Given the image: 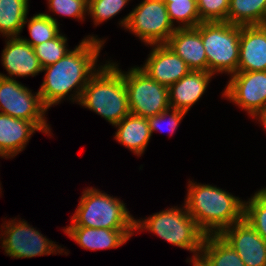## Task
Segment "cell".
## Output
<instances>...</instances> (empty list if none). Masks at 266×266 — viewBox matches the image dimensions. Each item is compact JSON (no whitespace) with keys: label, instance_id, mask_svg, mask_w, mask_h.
I'll return each mask as SVG.
<instances>
[{"label":"cell","instance_id":"cell-1","mask_svg":"<svg viewBox=\"0 0 266 266\" xmlns=\"http://www.w3.org/2000/svg\"><path fill=\"white\" fill-rule=\"evenodd\" d=\"M97 37H84L74 50L42 69L45 77L38 92L47 109L61 103L66 96L71 102H79L88 81L102 66L97 68V61L105 40Z\"/></svg>","mask_w":266,"mask_h":266},{"label":"cell","instance_id":"cell-29","mask_svg":"<svg viewBox=\"0 0 266 266\" xmlns=\"http://www.w3.org/2000/svg\"><path fill=\"white\" fill-rule=\"evenodd\" d=\"M230 0H197L202 22L227 21Z\"/></svg>","mask_w":266,"mask_h":266},{"label":"cell","instance_id":"cell-13","mask_svg":"<svg viewBox=\"0 0 266 266\" xmlns=\"http://www.w3.org/2000/svg\"><path fill=\"white\" fill-rule=\"evenodd\" d=\"M151 46L146 62L139 67L151 79L169 88L191 71L185 61L166 44Z\"/></svg>","mask_w":266,"mask_h":266},{"label":"cell","instance_id":"cell-16","mask_svg":"<svg viewBox=\"0 0 266 266\" xmlns=\"http://www.w3.org/2000/svg\"><path fill=\"white\" fill-rule=\"evenodd\" d=\"M64 233L83 249H115L124 245L136 232L135 229H104L84 226H66Z\"/></svg>","mask_w":266,"mask_h":266},{"label":"cell","instance_id":"cell-3","mask_svg":"<svg viewBox=\"0 0 266 266\" xmlns=\"http://www.w3.org/2000/svg\"><path fill=\"white\" fill-rule=\"evenodd\" d=\"M116 62L107 61L90 78L78 102L94 111L112 126L130 114L123 71Z\"/></svg>","mask_w":266,"mask_h":266},{"label":"cell","instance_id":"cell-8","mask_svg":"<svg viewBox=\"0 0 266 266\" xmlns=\"http://www.w3.org/2000/svg\"><path fill=\"white\" fill-rule=\"evenodd\" d=\"M4 224V226H3ZM1 232V248L5 254L11 258H33L51 254H68L56 242L49 240L36 228L30 226L26 220H9L3 223ZM57 252V253H56Z\"/></svg>","mask_w":266,"mask_h":266},{"label":"cell","instance_id":"cell-11","mask_svg":"<svg viewBox=\"0 0 266 266\" xmlns=\"http://www.w3.org/2000/svg\"><path fill=\"white\" fill-rule=\"evenodd\" d=\"M229 79L222 97L252 117L266 108V71L236 72Z\"/></svg>","mask_w":266,"mask_h":266},{"label":"cell","instance_id":"cell-26","mask_svg":"<svg viewBox=\"0 0 266 266\" xmlns=\"http://www.w3.org/2000/svg\"><path fill=\"white\" fill-rule=\"evenodd\" d=\"M243 218L266 241V187L256 191L248 201H244Z\"/></svg>","mask_w":266,"mask_h":266},{"label":"cell","instance_id":"cell-17","mask_svg":"<svg viewBox=\"0 0 266 266\" xmlns=\"http://www.w3.org/2000/svg\"><path fill=\"white\" fill-rule=\"evenodd\" d=\"M166 45L185 61L190 70L207 71L201 23L197 27L176 28Z\"/></svg>","mask_w":266,"mask_h":266},{"label":"cell","instance_id":"cell-18","mask_svg":"<svg viewBox=\"0 0 266 266\" xmlns=\"http://www.w3.org/2000/svg\"><path fill=\"white\" fill-rule=\"evenodd\" d=\"M214 75L207 71L191 70L168 88L169 106L188 113L204 95Z\"/></svg>","mask_w":266,"mask_h":266},{"label":"cell","instance_id":"cell-23","mask_svg":"<svg viewBox=\"0 0 266 266\" xmlns=\"http://www.w3.org/2000/svg\"><path fill=\"white\" fill-rule=\"evenodd\" d=\"M200 255L210 266H245L236 251L220 235H206Z\"/></svg>","mask_w":266,"mask_h":266},{"label":"cell","instance_id":"cell-20","mask_svg":"<svg viewBox=\"0 0 266 266\" xmlns=\"http://www.w3.org/2000/svg\"><path fill=\"white\" fill-rule=\"evenodd\" d=\"M114 138L137 156H142L151 138V131L147 118L129 114L119 123Z\"/></svg>","mask_w":266,"mask_h":266},{"label":"cell","instance_id":"cell-6","mask_svg":"<svg viewBox=\"0 0 266 266\" xmlns=\"http://www.w3.org/2000/svg\"><path fill=\"white\" fill-rule=\"evenodd\" d=\"M241 26L227 21L201 22V37L207 58V72H237Z\"/></svg>","mask_w":266,"mask_h":266},{"label":"cell","instance_id":"cell-21","mask_svg":"<svg viewBox=\"0 0 266 266\" xmlns=\"http://www.w3.org/2000/svg\"><path fill=\"white\" fill-rule=\"evenodd\" d=\"M227 22L239 26L266 24V0H230Z\"/></svg>","mask_w":266,"mask_h":266},{"label":"cell","instance_id":"cell-2","mask_svg":"<svg viewBox=\"0 0 266 266\" xmlns=\"http://www.w3.org/2000/svg\"><path fill=\"white\" fill-rule=\"evenodd\" d=\"M188 183L184 204L206 235H219L243 218L244 200L216 186Z\"/></svg>","mask_w":266,"mask_h":266},{"label":"cell","instance_id":"cell-19","mask_svg":"<svg viewBox=\"0 0 266 266\" xmlns=\"http://www.w3.org/2000/svg\"><path fill=\"white\" fill-rule=\"evenodd\" d=\"M36 131H44L34 122L0 113V153L11 159L23 151Z\"/></svg>","mask_w":266,"mask_h":266},{"label":"cell","instance_id":"cell-27","mask_svg":"<svg viewBox=\"0 0 266 266\" xmlns=\"http://www.w3.org/2000/svg\"><path fill=\"white\" fill-rule=\"evenodd\" d=\"M67 41V38L59 33L54 39L33 47L42 68L56 63L70 51L67 49Z\"/></svg>","mask_w":266,"mask_h":266},{"label":"cell","instance_id":"cell-7","mask_svg":"<svg viewBox=\"0 0 266 266\" xmlns=\"http://www.w3.org/2000/svg\"><path fill=\"white\" fill-rule=\"evenodd\" d=\"M119 25L139 37L145 45L166 44L176 29L169 20L163 0L141 1Z\"/></svg>","mask_w":266,"mask_h":266},{"label":"cell","instance_id":"cell-12","mask_svg":"<svg viewBox=\"0 0 266 266\" xmlns=\"http://www.w3.org/2000/svg\"><path fill=\"white\" fill-rule=\"evenodd\" d=\"M245 266H266V241L244 218L219 234Z\"/></svg>","mask_w":266,"mask_h":266},{"label":"cell","instance_id":"cell-30","mask_svg":"<svg viewBox=\"0 0 266 266\" xmlns=\"http://www.w3.org/2000/svg\"><path fill=\"white\" fill-rule=\"evenodd\" d=\"M49 10L62 16L85 19L88 13V0H47Z\"/></svg>","mask_w":266,"mask_h":266},{"label":"cell","instance_id":"cell-25","mask_svg":"<svg viewBox=\"0 0 266 266\" xmlns=\"http://www.w3.org/2000/svg\"><path fill=\"white\" fill-rule=\"evenodd\" d=\"M170 22L175 28L197 27L202 21L197 8V0H163ZM178 24L177 27L174 23ZM181 25V26H180Z\"/></svg>","mask_w":266,"mask_h":266},{"label":"cell","instance_id":"cell-15","mask_svg":"<svg viewBox=\"0 0 266 266\" xmlns=\"http://www.w3.org/2000/svg\"><path fill=\"white\" fill-rule=\"evenodd\" d=\"M266 71V24L241 26L237 72Z\"/></svg>","mask_w":266,"mask_h":266},{"label":"cell","instance_id":"cell-10","mask_svg":"<svg viewBox=\"0 0 266 266\" xmlns=\"http://www.w3.org/2000/svg\"><path fill=\"white\" fill-rule=\"evenodd\" d=\"M0 113L36 123L45 134L51 135V127L45 119L48 109L39 92L32 91L17 81L0 76Z\"/></svg>","mask_w":266,"mask_h":266},{"label":"cell","instance_id":"cell-4","mask_svg":"<svg viewBox=\"0 0 266 266\" xmlns=\"http://www.w3.org/2000/svg\"><path fill=\"white\" fill-rule=\"evenodd\" d=\"M147 230L168 243L186 249L193 257L200 255L206 234L200 229L194 218L189 215L184 204L152 214L142 219H135V230Z\"/></svg>","mask_w":266,"mask_h":266},{"label":"cell","instance_id":"cell-34","mask_svg":"<svg viewBox=\"0 0 266 266\" xmlns=\"http://www.w3.org/2000/svg\"><path fill=\"white\" fill-rule=\"evenodd\" d=\"M0 157L1 158H4V156L0 153ZM0 185H1V183H0ZM0 191H1V186H0ZM1 193V192H0Z\"/></svg>","mask_w":266,"mask_h":266},{"label":"cell","instance_id":"cell-28","mask_svg":"<svg viewBox=\"0 0 266 266\" xmlns=\"http://www.w3.org/2000/svg\"><path fill=\"white\" fill-rule=\"evenodd\" d=\"M130 0H88V15L93 19L94 25H100L108 19L115 17Z\"/></svg>","mask_w":266,"mask_h":266},{"label":"cell","instance_id":"cell-5","mask_svg":"<svg viewBox=\"0 0 266 266\" xmlns=\"http://www.w3.org/2000/svg\"><path fill=\"white\" fill-rule=\"evenodd\" d=\"M99 189L87 187L69 226L104 229H135V219L123 200Z\"/></svg>","mask_w":266,"mask_h":266},{"label":"cell","instance_id":"cell-32","mask_svg":"<svg viewBox=\"0 0 266 266\" xmlns=\"http://www.w3.org/2000/svg\"><path fill=\"white\" fill-rule=\"evenodd\" d=\"M187 262H191L193 266H210L209 263L201 256V255H197V256H192L189 261L187 260Z\"/></svg>","mask_w":266,"mask_h":266},{"label":"cell","instance_id":"cell-14","mask_svg":"<svg viewBox=\"0 0 266 266\" xmlns=\"http://www.w3.org/2000/svg\"><path fill=\"white\" fill-rule=\"evenodd\" d=\"M2 51L1 63L8 76L0 73L1 77L16 79V77L36 76L42 72V66L35 55L34 48L22 37H7ZM13 76V77H12ZM14 76H16L14 78Z\"/></svg>","mask_w":266,"mask_h":266},{"label":"cell","instance_id":"cell-33","mask_svg":"<svg viewBox=\"0 0 266 266\" xmlns=\"http://www.w3.org/2000/svg\"><path fill=\"white\" fill-rule=\"evenodd\" d=\"M253 118L257 119L264 129H266V108L257 113Z\"/></svg>","mask_w":266,"mask_h":266},{"label":"cell","instance_id":"cell-24","mask_svg":"<svg viewBox=\"0 0 266 266\" xmlns=\"http://www.w3.org/2000/svg\"><path fill=\"white\" fill-rule=\"evenodd\" d=\"M27 19L26 17L24 26L28 23L27 27L31 39H22L32 47L54 39L60 33L57 19L50 14L38 13L31 17L30 20Z\"/></svg>","mask_w":266,"mask_h":266},{"label":"cell","instance_id":"cell-31","mask_svg":"<svg viewBox=\"0 0 266 266\" xmlns=\"http://www.w3.org/2000/svg\"><path fill=\"white\" fill-rule=\"evenodd\" d=\"M184 115H186V112L169 108L158 115L148 117L147 120L149 123L151 135L154 131L157 130L164 132L165 126L163 124L165 122L167 123L166 125H168V130L170 131V135L172 136L174 131L178 128V125H180L179 123H181V120L184 118Z\"/></svg>","mask_w":266,"mask_h":266},{"label":"cell","instance_id":"cell-22","mask_svg":"<svg viewBox=\"0 0 266 266\" xmlns=\"http://www.w3.org/2000/svg\"><path fill=\"white\" fill-rule=\"evenodd\" d=\"M29 0H0V34L19 37L28 15Z\"/></svg>","mask_w":266,"mask_h":266},{"label":"cell","instance_id":"cell-9","mask_svg":"<svg viewBox=\"0 0 266 266\" xmlns=\"http://www.w3.org/2000/svg\"><path fill=\"white\" fill-rule=\"evenodd\" d=\"M123 79L131 114L148 118L170 108L168 87L151 79L139 67L123 71Z\"/></svg>","mask_w":266,"mask_h":266}]
</instances>
